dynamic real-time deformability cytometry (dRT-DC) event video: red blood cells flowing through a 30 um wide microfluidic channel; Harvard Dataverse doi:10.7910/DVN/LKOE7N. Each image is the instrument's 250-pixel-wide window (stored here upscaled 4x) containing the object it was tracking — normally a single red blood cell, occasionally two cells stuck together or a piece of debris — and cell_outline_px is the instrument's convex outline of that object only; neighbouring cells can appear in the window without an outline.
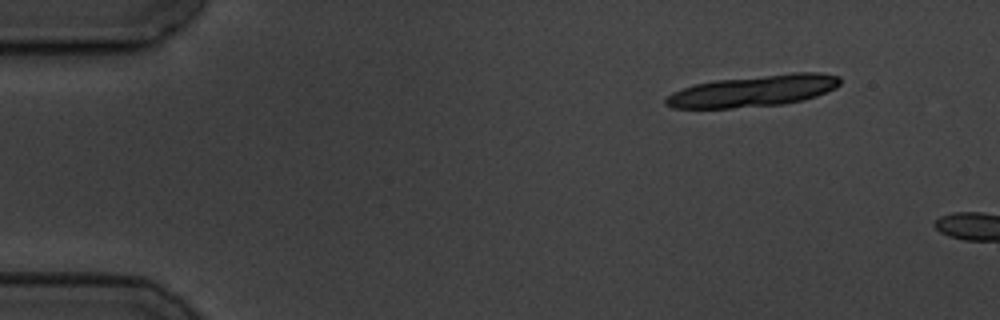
{"species": "common noctule bat (a hibernating species)", "species_latin": "Nyctalus noctula", "temperature_condition": "cold", "stored_images_in_passage": 2, "camera_frame_rate_fps": 3000, "um_per_image_px": 0.085, "animal": {"sex": "male", "body_mass_g": 19.5, "forearm_length_mm": 54.6}, "frame": {"image": 1, "passage_image": 1, "time_ms": 0.0, "image_size_px": [1000, 320], "cell_outline_px": [[840, 84], [836, 88], [816, 96], [804, 100], [784, 104], [732, 108], [672, 108], [664, 104], [664, 100], [672, 92], [696, 84], [716, 80], [792, 72], [820, 72], [840, 76]], "centroid_in_image_um": [64.08, 7.72], "position_along_channel_um": 20.9, "area_um2": 32.14}}